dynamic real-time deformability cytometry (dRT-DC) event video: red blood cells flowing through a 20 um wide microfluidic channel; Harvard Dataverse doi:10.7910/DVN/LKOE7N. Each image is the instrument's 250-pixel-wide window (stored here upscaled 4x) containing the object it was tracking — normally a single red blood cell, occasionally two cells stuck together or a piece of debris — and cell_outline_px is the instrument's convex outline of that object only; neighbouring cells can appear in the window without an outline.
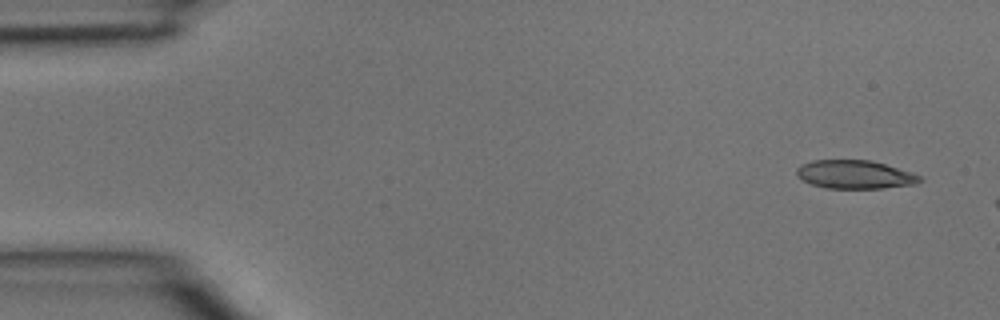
{"species": "common noctule bat (a hibernating species)", "species_latin": "Nyctalus noctula", "temperature_condition": "room temperature", "stored_images_in_passage": 3, "camera_frame_rate_fps": 3000, "um_per_image_px": 0.085, "animal": {"sex": "male", "body_mass_g": 15.6}, "frame": {"image": 1, "passage_image": 1, "time_ms": 0.0, "image_size_px": [1000, 320], "cell_outline_px": [[924, 180], [916, 184], [880, 188], [828, 188], [812, 184], [796, 176], [796, 168], [800, 164], [812, 160], [868, 160], [884, 164], [912, 172], [920, 176]], "centroid_in_image_um": [72.65, 14.83], "position_along_channel_um": 12.4, "area_um2": 20.35}}